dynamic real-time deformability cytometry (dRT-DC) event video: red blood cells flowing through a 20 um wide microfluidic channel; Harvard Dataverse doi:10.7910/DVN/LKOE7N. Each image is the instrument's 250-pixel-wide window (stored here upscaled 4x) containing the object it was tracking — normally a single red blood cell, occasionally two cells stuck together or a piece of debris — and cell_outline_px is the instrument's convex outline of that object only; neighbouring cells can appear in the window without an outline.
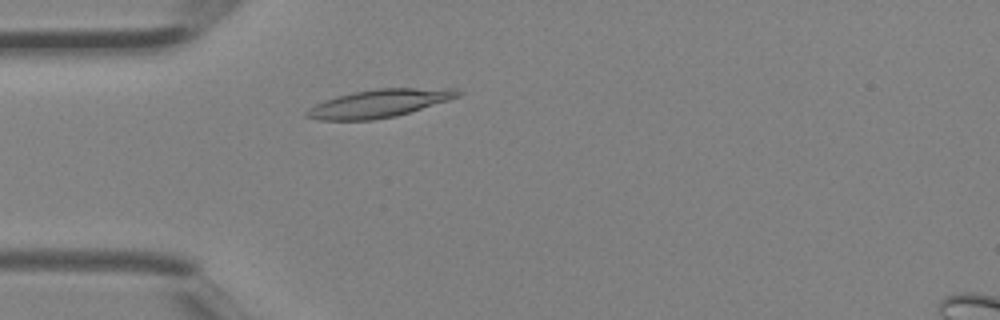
{"species": "Egyptian fruit bat (a non-hibernating species)", "species_latin": "Rousettus aegyptiacus", "temperature_condition": "room temperature", "stored_images_in_passage": 3, "camera_frame_rate_fps": 3000, "um_per_image_px": 0.085, "animal": {"sex": "female"}, "frame": {"image": 1, "passage_image": 2, "time_ms": 0.333, "image_size_px": [1000, 320], "cell_outline_px": [[464, 92], [460, 96], [448, 100], [396, 116], [372, 120], [320, 120], [304, 116], [304, 112], [308, 108], [324, 100], [336, 96], [352, 92], [380, 88], [456, 88]], "centroid_in_image_um": [32.22, 8.78], "position_along_channel_um": 52.8, "area_um2": 24.68}}